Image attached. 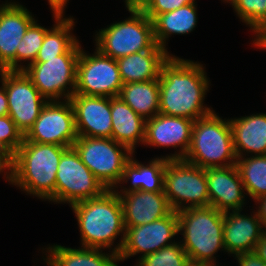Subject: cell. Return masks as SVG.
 Wrapping results in <instances>:
<instances>
[{"instance_id": "cell-1", "label": "cell", "mask_w": 266, "mask_h": 266, "mask_svg": "<svg viewBox=\"0 0 266 266\" xmlns=\"http://www.w3.org/2000/svg\"><path fill=\"white\" fill-rule=\"evenodd\" d=\"M205 70L199 61L171 55L159 76V113L193 121L211 114L204 103L211 86Z\"/></svg>"}, {"instance_id": "cell-2", "label": "cell", "mask_w": 266, "mask_h": 266, "mask_svg": "<svg viewBox=\"0 0 266 266\" xmlns=\"http://www.w3.org/2000/svg\"><path fill=\"white\" fill-rule=\"evenodd\" d=\"M76 216L81 247L111 250L119 254L125 239L123 207L116 190L70 206ZM121 236L116 243L117 237Z\"/></svg>"}, {"instance_id": "cell-3", "label": "cell", "mask_w": 266, "mask_h": 266, "mask_svg": "<svg viewBox=\"0 0 266 266\" xmlns=\"http://www.w3.org/2000/svg\"><path fill=\"white\" fill-rule=\"evenodd\" d=\"M68 148L23 141L13 155V186L26 195L55 204L57 169L62 154Z\"/></svg>"}, {"instance_id": "cell-4", "label": "cell", "mask_w": 266, "mask_h": 266, "mask_svg": "<svg viewBox=\"0 0 266 266\" xmlns=\"http://www.w3.org/2000/svg\"><path fill=\"white\" fill-rule=\"evenodd\" d=\"M181 246L190 261L216 264V253L225 252L224 212L212 206L192 207L177 212Z\"/></svg>"}, {"instance_id": "cell-5", "label": "cell", "mask_w": 266, "mask_h": 266, "mask_svg": "<svg viewBox=\"0 0 266 266\" xmlns=\"http://www.w3.org/2000/svg\"><path fill=\"white\" fill-rule=\"evenodd\" d=\"M183 160L204 169L236 165L229 118L223 119L214 110L195 120L191 143Z\"/></svg>"}, {"instance_id": "cell-6", "label": "cell", "mask_w": 266, "mask_h": 266, "mask_svg": "<svg viewBox=\"0 0 266 266\" xmlns=\"http://www.w3.org/2000/svg\"><path fill=\"white\" fill-rule=\"evenodd\" d=\"M125 8L130 16L96 31L93 40L96 49L115 60L156 45L152 20L135 3Z\"/></svg>"}, {"instance_id": "cell-7", "label": "cell", "mask_w": 266, "mask_h": 266, "mask_svg": "<svg viewBox=\"0 0 266 266\" xmlns=\"http://www.w3.org/2000/svg\"><path fill=\"white\" fill-rule=\"evenodd\" d=\"M72 147L106 190L119 185L124 167L134 154L112 138L78 136Z\"/></svg>"}, {"instance_id": "cell-8", "label": "cell", "mask_w": 266, "mask_h": 266, "mask_svg": "<svg viewBox=\"0 0 266 266\" xmlns=\"http://www.w3.org/2000/svg\"><path fill=\"white\" fill-rule=\"evenodd\" d=\"M163 192L173 211L210 206L205 169L185 162L168 160Z\"/></svg>"}, {"instance_id": "cell-9", "label": "cell", "mask_w": 266, "mask_h": 266, "mask_svg": "<svg viewBox=\"0 0 266 266\" xmlns=\"http://www.w3.org/2000/svg\"><path fill=\"white\" fill-rule=\"evenodd\" d=\"M79 54L64 53L34 62L24 72L47 101L69 100L75 93Z\"/></svg>"}, {"instance_id": "cell-10", "label": "cell", "mask_w": 266, "mask_h": 266, "mask_svg": "<svg viewBox=\"0 0 266 266\" xmlns=\"http://www.w3.org/2000/svg\"><path fill=\"white\" fill-rule=\"evenodd\" d=\"M89 53L81 46L74 94L118 97L123 86L117 60L98 49Z\"/></svg>"}, {"instance_id": "cell-11", "label": "cell", "mask_w": 266, "mask_h": 266, "mask_svg": "<svg viewBox=\"0 0 266 266\" xmlns=\"http://www.w3.org/2000/svg\"><path fill=\"white\" fill-rule=\"evenodd\" d=\"M105 190L73 147L62 154L56 174L55 204H68L70 207L98 197Z\"/></svg>"}, {"instance_id": "cell-12", "label": "cell", "mask_w": 266, "mask_h": 266, "mask_svg": "<svg viewBox=\"0 0 266 266\" xmlns=\"http://www.w3.org/2000/svg\"><path fill=\"white\" fill-rule=\"evenodd\" d=\"M0 83L5 87L8 98V116L25 135L48 101L24 71L4 70L0 75Z\"/></svg>"}, {"instance_id": "cell-13", "label": "cell", "mask_w": 266, "mask_h": 266, "mask_svg": "<svg viewBox=\"0 0 266 266\" xmlns=\"http://www.w3.org/2000/svg\"><path fill=\"white\" fill-rule=\"evenodd\" d=\"M77 137L71 101H48L23 141L72 147Z\"/></svg>"}, {"instance_id": "cell-14", "label": "cell", "mask_w": 266, "mask_h": 266, "mask_svg": "<svg viewBox=\"0 0 266 266\" xmlns=\"http://www.w3.org/2000/svg\"><path fill=\"white\" fill-rule=\"evenodd\" d=\"M125 229L124 244L118 254L119 262L140 254L135 262L137 263L144 256L177 242L175 241L177 240L175 237L179 235L177 212L172 211L159 220Z\"/></svg>"}, {"instance_id": "cell-15", "label": "cell", "mask_w": 266, "mask_h": 266, "mask_svg": "<svg viewBox=\"0 0 266 266\" xmlns=\"http://www.w3.org/2000/svg\"><path fill=\"white\" fill-rule=\"evenodd\" d=\"M193 123L194 121L189 118L159 113L146 120L143 146L174 148L177 152L160 157L168 160H183L191 143Z\"/></svg>"}, {"instance_id": "cell-16", "label": "cell", "mask_w": 266, "mask_h": 266, "mask_svg": "<svg viewBox=\"0 0 266 266\" xmlns=\"http://www.w3.org/2000/svg\"><path fill=\"white\" fill-rule=\"evenodd\" d=\"M35 17L26 6L15 0L0 4V75L16 71L17 46Z\"/></svg>"}, {"instance_id": "cell-17", "label": "cell", "mask_w": 266, "mask_h": 266, "mask_svg": "<svg viewBox=\"0 0 266 266\" xmlns=\"http://www.w3.org/2000/svg\"><path fill=\"white\" fill-rule=\"evenodd\" d=\"M69 100L78 136L112 138L111 97L73 94Z\"/></svg>"}, {"instance_id": "cell-18", "label": "cell", "mask_w": 266, "mask_h": 266, "mask_svg": "<svg viewBox=\"0 0 266 266\" xmlns=\"http://www.w3.org/2000/svg\"><path fill=\"white\" fill-rule=\"evenodd\" d=\"M205 174L210 206L221 212L246 207L247 196L236 165L206 168Z\"/></svg>"}, {"instance_id": "cell-19", "label": "cell", "mask_w": 266, "mask_h": 266, "mask_svg": "<svg viewBox=\"0 0 266 266\" xmlns=\"http://www.w3.org/2000/svg\"><path fill=\"white\" fill-rule=\"evenodd\" d=\"M250 214L242 211L224 212L223 238L225 253L231 256L253 252L264 227L254 209Z\"/></svg>"}, {"instance_id": "cell-20", "label": "cell", "mask_w": 266, "mask_h": 266, "mask_svg": "<svg viewBox=\"0 0 266 266\" xmlns=\"http://www.w3.org/2000/svg\"><path fill=\"white\" fill-rule=\"evenodd\" d=\"M117 194L123 207L125 227L144 225L164 218L173 211L164 192L136 190Z\"/></svg>"}, {"instance_id": "cell-21", "label": "cell", "mask_w": 266, "mask_h": 266, "mask_svg": "<svg viewBox=\"0 0 266 266\" xmlns=\"http://www.w3.org/2000/svg\"><path fill=\"white\" fill-rule=\"evenodd\" d=\"M237 158L266 155V113L230 118Z\"/></svg>"}, {"instance_id": "cell-22", "label": "cell", "mask_w": 266, "mask_h": 266, "mask_svg": "<svg viewBox=\"0 0 266 266\" xmlns=\"http://www.w3.org/2000/svg\"><path fill=\"white\" fill-rule=\"evenodd\" d=\"M41 250L46 266H116L119 262L118 254L100 248L48 244Z\"/></svg>"}, {"instance_id": "cell-23", "label": "cell", "mask_w": 266, "mask_h": 266, "mask_svg": "<svg viewBox=\"0 0 266 266\" xmlns=\"http://www.w3.org/2000/svg\"><path fill=\"white\" fill-rule=\"evenodd\" d=\"M134 156L135 153L125 165L123 177L114 190H116L117 193H127L136 190L163 192L164 171L168 159L158 156L150 159L147 162L148 164H144L138 161ZM125 183H130L129 187L127 185L126 188V185L124 186Z\"/></svg>"}, {"instance_id": "cell-24", "label": "cell", "mask_w": 266, "mask_h": 266, "mask_svg": "<svg viewBox=\"0 0 266 266\" xmlns=\"http://www.w3.org/2000/svg\"><path fill=\"white\" fill-rule=\"evenodd\" d=\"M171 54L157 44L151 49L117 59L123 84L159 79L162 65Z\"/></svg>"}, {"instance_id": "cell-25", "label": "cell", "mask_w": 266, "mask_h": 266, "mask_svg": "<svg viewBox=\"0 0 266 266\" xmlns=\"http://www.w3.org/2000/svg\"><path fill=\"white\" fill-rule=\"evenodd\" d=\"M112 139L136 153L143 145L146 120L138 115L119 96L111 97Z\"/></svg>"}, {"instance_id": "cell-26", "label": "cell", "mask_w": 266, "mask_h": 266, "mask_svg": "<svg viewBox=\"0 0 266 266\" xmlns=\"http://www.w3.org/2000/svg\"><path fill=\"white\" fill-rule=\"evenodd\" d=\"M197 11V4L193 2L157 15L152 20L156 44L168 51L167 44L172 35H186L193 32L198 22Z\"/></svg>"}, {"instance_id": "cell-27", "label": "cell", "mask_w": 266, "mask_h": 266, "mask_svg": "<svg viewBox=\"0 0 266 266\" xmlns=\"http://www.w3.org/2000/svg\"><path fill=\"white\" fill-rule=\"evenodd\" d=\"M54 24L45 33V38L39 49L35 62H45V59H52L64 53H80L81 44L75 34L73 16L60 18L52 15Z\"/></svg>"}, {"instance_id": "cell-28", "label": "cell", "mask_w": 266, "mask_h": 266, "mask_svg": "<svg viewBox=\"0 0 266 266\" xmlns=\"http://www.w3.org/2000/svg\"><path fill=\"white\" fill-rule=\"evenodd\" d=\"M159 79L123 84L119 97L145 120L159 114Z\"/></svg>"}, {"instance_id": "cell-29", "label": "cell", "mask_w": 266, "mask_h": 266, "mask_svg": "<svg viewBox=\"0 0 266 266\" xmlns=\"http://www.w3.org/2000/svg\"><path fill=\"white\" fill-rule=\"evenodd\" d=\"M236 166L247 197L254 201L266 195V155L237 158Z\"/></svg>"}, {"instance_id": "cell-30", "label": "cell", "mask_w": 266, "mask_h": 266, "mask_svg": "<svg viewBox=\"0 0 266 266\" xmlns=\"http://www.w3.org/2000/svg\"><path fill=\"white\" fill-rule=\"evenodd\" d=\"M49 29L41 26L37 19L29 26L17 46L16 71H24L26 67L35 62L39 49L44 41L45 33Z\"/></svg>"}, {"instance_id": "cell-31", "label": "cell", "mask_w": 266, "mask_h": 266, "mask_svg": "<svg viewBox=\"0 0 266 266\" xmlns=\"http://www.w3.org/2000/svg\"><path fill=\"white\" fill-rule=\"evenodd\" d=\"M230 5L253 34L266 24V0H231Z\"/></svg>"}, {"instance_id": "cell-32", "label": "cell", "mask_w": 266, "mask_h": 266, "mask_svg": "<svg viewBox=\"0 0 266 266\" xmlns=\"http://www.w3.org/2000/svg\"><path fill=\"white\" fill-rule=\"evenodd\" d=\"M189 257L181 242H175L172 245L163 247L157 252L148 254L139 260L136 266H186Z\"/></svg>"}, {"instance_id": "cell-33", "label": "cell", "mask_w": 266, "mask_h": 266, "mask_svg": "<svg viewBox=\"0 0 266 266\" xmlns=\"http://www.w3.org/2000/svg\"><path fill=\"white\" fill-rule=\"evenodd\" d=\"M24 140V135L8 116H0V148L14 155Z\"/></svg>"}, {"instance_id": "cell-34", "label": "cell", "mask_w": 266, "mask_h": 266, "mask_svg": "<svg viewBox=\"0 0 266 266\" xmlns=\"http://www.w3.org/2000/svg\"><path fill=\"white\" fill-rule=\"evenodd\" d=\"M193 2V0H137L135 4L153 20L159 14L171 12Z\"/></svg>"}, {"instance_id": "cell-35", "label": "cell", "mask_w": 266, "mask_h": 266, "mask_svg": "<svg viewBox=\"0 0 266 266\" xmlns=\"http://www.w3.org/2000/svg\"><path fill=\"white\" fill-rule=\"evenodd\" d=\"M8 183L13 185V155L7 150L0 148V175Z\"/></svg>"}, {"instance_id": "cell-36", "label": "cell", "mask_w": 266, "mask_h": 266, "mask_svg": "<svg viewBox=\"0 0 266 266\" xmlns=\"http://www.w3.org/2000/svg\"><path fill=\"white\" fill-rule=\"evenodd\" d=\"M234 259L237 260L238 266H266V263L254 252L238 254Z\"/></svg>"}, {"instance_id": "cell-37", "label": "cell", "mask_w": 266, "mask_h": 266, "mask_svg": "<svg viewBox=\"0 0 266 266\" xmlns=\"http://www.w3.org/2000/svg\"><path fill=\"white\" fill-rule=\"evenodd\" d=\"M69 0H48L49 8L52 15L60 17V18H66L65 10L67 7Z\"/></svg>"}, {"instance_id": "cell-38", "label": "cell", "mask_w": 266, "mask_h": 266, "mask_svg": "<svg viewBox=\"0 0 266 266\" xmlns=\"http://www.w3.org/2000/svg\"><path fill=\"white\" fill-rule=\"evenodd\" d=\"M254 203V205L256 206V214L262 222L264 229H266V195L260 196L259 198L255 199Z\"/></svg>"}, {"instance_id": "cell-39", "label": "cell", "mask_w": 266, "mask_h": 266, "mask_svg": "<svg viewBox=\"0 0 266 266\" xmlns=\"http://www.w3.org/2000/svg\"><path fill=\"white\" fill-rule=\"evenodd\" d=\"M252 37H254V39H252L251 43L253 42L252 45L255 48L266 50V24Z\"/></svg>"}, {"instance_id": "cell-40", "label": "cell", "mask_w": 266, "mask_h": 266, "mask_svg": "<svg viewBox=\"0 0 266 266\" xmlns=\"http://www.w3.org/2000/svg\"><path fill=\"white\" fill-rule=\"evenodd\" d=\"M253 252L266 263V229L262 233Z\"/></svg>"}, {"instance_id": "cell-41", "label": "cell", "mask_w": 266, "mask_h": 266, "mask_svg": "<svg viewBox=\"0 0 266 266\" xmlns=\"http://www.w3.org/2000/svg\"><path fill=\"white\" fill-rule=\"evenodd\" d=\"M8 98L5 91V87L0 85V116L8 115Z\"/></svg>"}, {"instance_id": "cell-42", "label": "cell", "mask_w": 266, "mask_h": 266, "mask_svg": "<svg viewBox=\"0 0 266 266\" xmlns=\"http://www.w3.org/2000/svg\"><path fill=\"white\" fill-rule=\"evenodd\" d=\"M186 266H218L213 263L208 262H195V261H189Z\"/></svg>"}, {"instance_id": "cell-43", "label": "cell", "mask_w": 266, "mask_h": 266, "mask_svg": "<svg viewBox=\"0 0 266 266\" xmlns=\"http://www.w3.org/2000/svg\"><path fill=\"white\" fill-rule=\"evenodd\" d=\"M137 0H124V4L135 3Z\"/></svg>"}, {"instance_id": "cell-44", "label": "cell", "mask_w": 266, "mask_h": 266, "mask_svg": "<svg viewBox=\"0 0 266 266\" xmlns=\"http://www.w3.org/2000/svg\"><path fill=\"white\" fill-rule=\"evenodd\" d=\"M193 1H194L195 3H197L196 0H193ZM230 1H231V0H221V2H224V3H226V4H227V3L230 4Z\"/></svg>"}]
</instances>
